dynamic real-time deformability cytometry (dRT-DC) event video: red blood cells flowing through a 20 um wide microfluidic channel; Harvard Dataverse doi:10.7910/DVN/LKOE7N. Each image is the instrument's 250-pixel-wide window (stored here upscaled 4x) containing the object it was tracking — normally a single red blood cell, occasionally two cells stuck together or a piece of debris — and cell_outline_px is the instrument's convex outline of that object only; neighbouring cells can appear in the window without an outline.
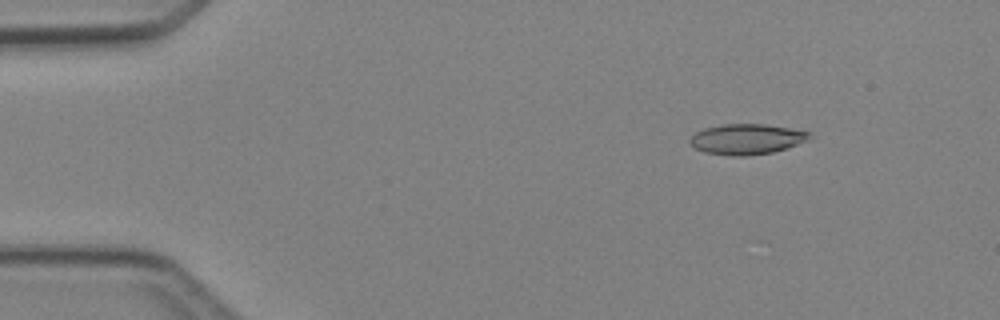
{"species": "Egyptian fruit bat (a non-hibernating species)", "species_latin": "Rousettus aegyptiacus", "temperature_condition": "cold", "stored_images_in_passage": 4, "camera_frame_rate_fps": 3000, "um_per_image_px": 0.085, "animal": {"sex": "female"}, "frame": {"image": 1, "passage_image": 1, "time_ms": 0.0, "image_size_px": [1000, 320], "cell_outline_px": [[808, 140], [772, 152], [744, 156], [732, 156], [704, 152], [696, 148], [688, 140], [696, 132], [704, 128], [724, 124], [764, 124], [788, 128], [808, 132]], "centroid_in_image_um": [63.4, 11.82], "position_along_channel_um": 21.6, "area_um2": 20.75}}